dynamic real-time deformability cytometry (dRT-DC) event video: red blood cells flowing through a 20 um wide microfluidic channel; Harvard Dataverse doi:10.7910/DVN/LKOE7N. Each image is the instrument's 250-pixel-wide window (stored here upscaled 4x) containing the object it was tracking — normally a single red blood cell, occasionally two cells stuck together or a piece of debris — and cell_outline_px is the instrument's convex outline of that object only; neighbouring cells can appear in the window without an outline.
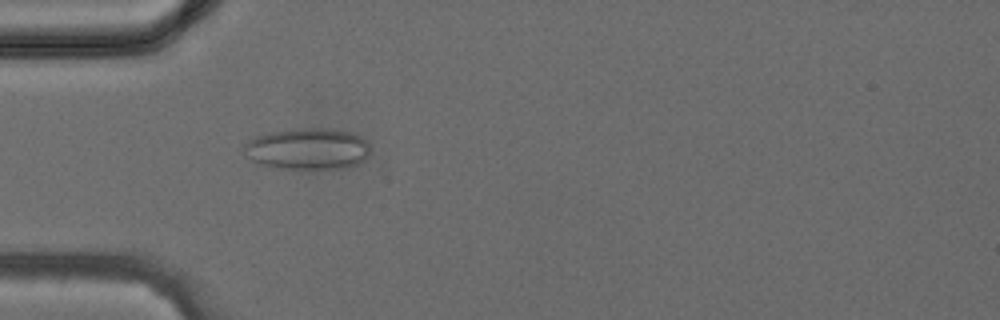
{"species": "common noctule bat (a hibernating species)", "species_latin": "Nyctalus noctula", "temperature_condition": "cold", "stored_images_in_passage": 39, "camera_frame_rate_fps": 3000, "um_per_image_px": 0.085, "animal": {"sex": "female", "body_mass_g": 24.6, "forearm_length_mm": 56.2}, "frame": {"image": 1, "passage_image": 12, "time_ms": 3.667, "image_size_px": [1000, 320], "cell_outline_px": [[368, 156], [364, 160], [348, 168], [276, 168], [260, 164], [252, 160], [248, 156], [244, 148], [244, 144], [248, 140], [256, 136], [268, 132], [296, 128], [328, 128], [352, 132], [368, 140]], "centroid_in_image_um": [26.16, 12.63], "position_along_channel_um": 58.8, "area_um2": 30.58}}
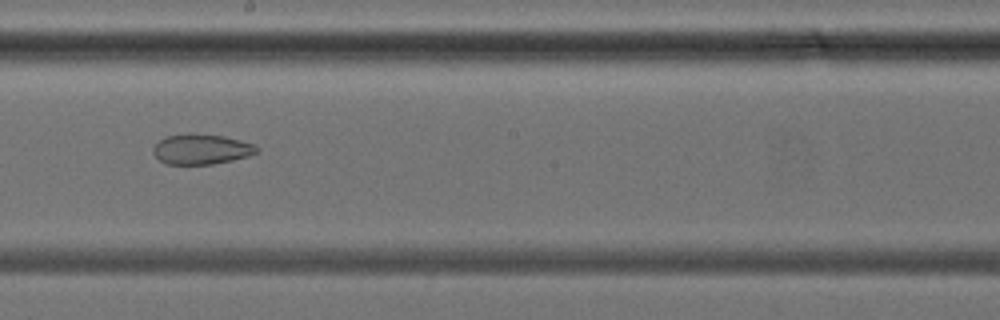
{"frame": {"image": 2, "passage_image": 22, "time_ms": 7.0, "image_size_px": [1000, 320], "cell_outline_px": [[260, 148], [256, 152], [248, 156], [232, 160], [212, 164], [168, 164], [160, 160], [152, 152], [152, 148], [164, 136], [224, 136], [256, 144]], "centroid_in_image_um": [17.15, 12.72], "position_along_channel_um": 231.1, "area_um2": 17.57}}
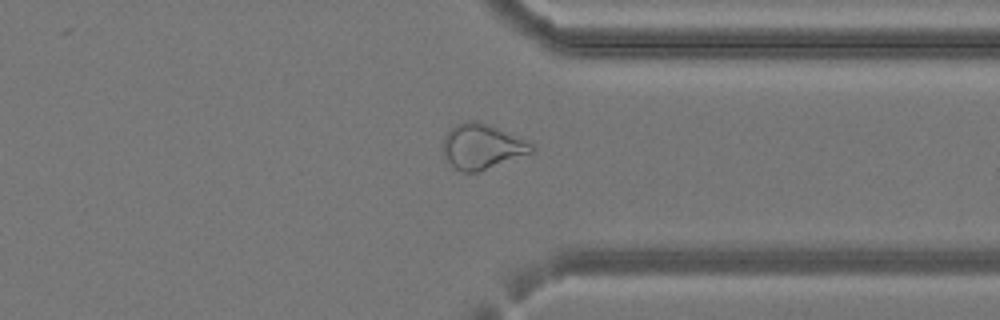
{"frame": {"image": 3, "passage_image": 30, "time_ms": 9.667, "image_size_px": [1000, 320], "cell_outline_px": [[536, 148], [532, 152], [476, 172], [464, 172], [456, 168], [444, 156], [444, 136], [456, 124], [468, 120], [476, 120], [528, 140]], "centroid_in_image_um": [40.98, 12.43], "position_along_channel_um": 370.4, "area_um2": 22.72}}